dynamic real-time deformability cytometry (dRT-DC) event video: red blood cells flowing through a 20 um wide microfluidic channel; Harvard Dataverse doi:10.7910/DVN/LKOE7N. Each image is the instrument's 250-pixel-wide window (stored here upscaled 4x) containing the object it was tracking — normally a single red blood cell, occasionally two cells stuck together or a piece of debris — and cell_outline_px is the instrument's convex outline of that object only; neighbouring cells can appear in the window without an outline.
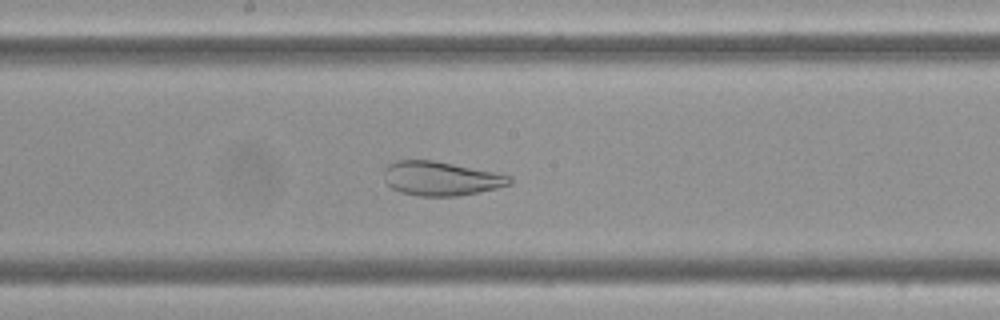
{"species": "Egyptian fruit bat (a non-hibernating species)", "species_latin": "Rousettus aegyptiacus", "temperature_condition": "cold", "stored_images_in_passage": 52, "camera_frame_rate_fps": 3000, "um_per_image_px": 0.085, "frame": {"image": 1, "passage_image": 25, "time_ms": 8.0, "image_size_px": [1000, 320], "cell_outline_px": [[512, 184], [480, 192], [456, 196], [420, 196], [400, 192], [392, 188], [384, 180], [384, 168], [388, 164], [400, 160], [432, 160], [496, 172], [512, 176]], "centroid_in_image_um": [37.49, 15.17], "position_along_channel_um": 210.7, "area_um2": 25.03}}
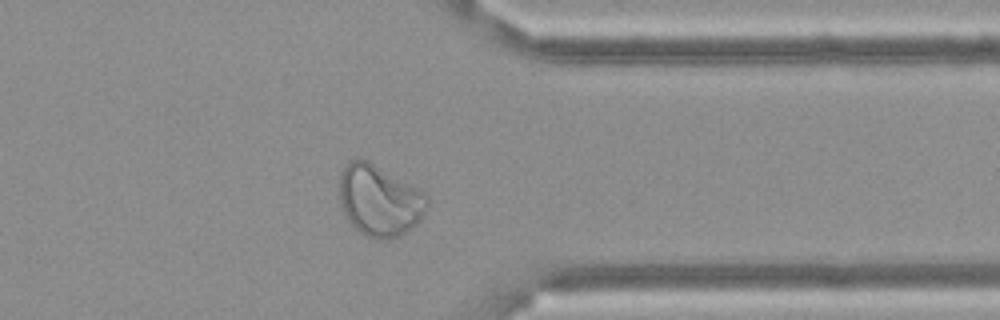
{"frame": {"image": 2, "passage_image": 40, "time_ms": 13.0, "image_size_px": [1000, 320], "cell_outline_px": [[428, 204], [420, 220], [416, 224], [400, 236], [388, 240], [380, 240], [368, 236], [360, 232], [344, 216], [340, 200], [340, 172], [356, 156], [368, 160], [416, 188], [428, 196]], "centroid_in_image_um": [32.23, 17.05], "position_along_channel_um": 379.2, "area_um2": 36.18}}
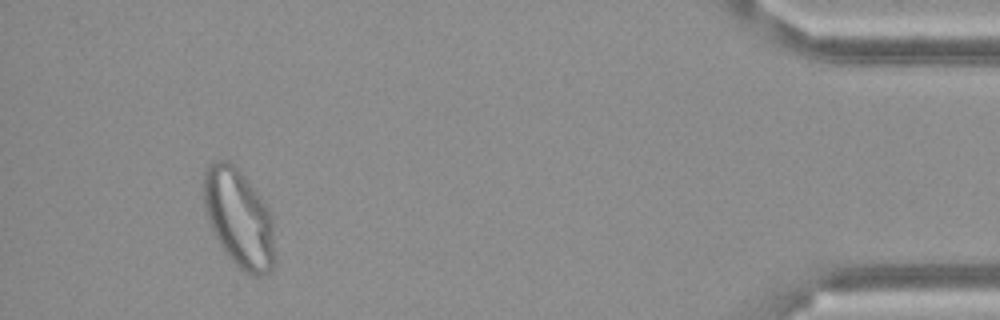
{"frame": {"image": 3, "passage_image": 48, "time_ms": 15.667, "image_size_px": [1000, 320], "cell_outline_px": [[272, 268], [268, 272], [260, 276], [252, 276], [244, 272], [228, 256], [220, 244], [208, 220], [204, 204], [204, 172], [208, 164], [216, 160], [228, 160], [244, 176], [256, 192], [264, 204], [272, 220]], "centroid_in_image_um": [20.26, 18.53], "position_along_channel_um": 414.9, "area_um2": 39.48}}